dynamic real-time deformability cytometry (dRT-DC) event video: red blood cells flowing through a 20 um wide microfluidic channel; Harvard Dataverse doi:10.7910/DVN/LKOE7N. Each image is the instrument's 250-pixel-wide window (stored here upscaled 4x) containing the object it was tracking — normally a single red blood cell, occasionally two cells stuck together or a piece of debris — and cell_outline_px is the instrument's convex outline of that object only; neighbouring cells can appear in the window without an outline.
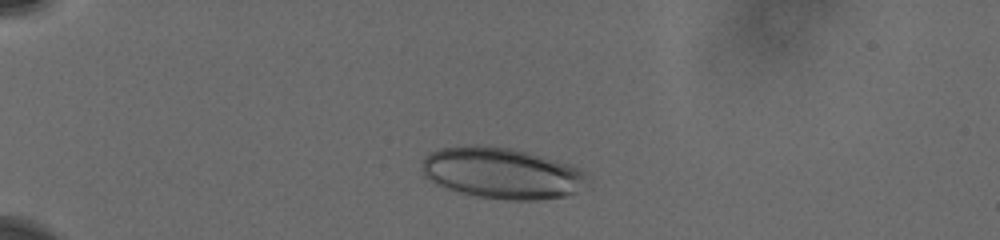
{"species": "human", "species_latin": "Homo sapiens", "temperature_condition": "cold", "stored_images_in_passage": 32, "camera_frame_rate_fps": 3000, "um_per_image_px": 0.085, "donor": {"sex": "male"}, "frame": {"image": 1, "passage_image": 1, "time_ms": 0.0, "image_size_px": [1000, 240], "cell_outline_px": [[584, 188], [568, 196], [540, 200], [508, 200], [480, 196], [456, 192], [444, 188], [428, 180], [424, 176], [420, 168], [424, 156], [440, 148], [476, 144], [508, 148], [528, 152], [572, 164], [580, 168], [584, 172]], "centroid_in_image_um": [42.62, 14.72], "position_along_channel_um": 42.4, "area_um2": 49.65}}
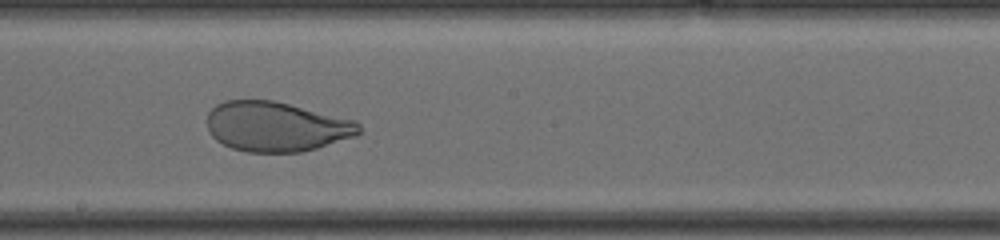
{"frame": {"image": 2, "passage_image": 17, "time_ms": 6.333, "image_size_px": [1000, 240], "cell_outline_px": [[360, 132], [356, 136], [316, 148], [300, 152], [248, 152], [232, 148], [216, 140], [208, 132], [208, 112], [216, 104], [224, 100], [272, 100], [356, 120], [360, 124]], "centroid_in_image_um": [23.47, 10.76], "position_along_channel_um": 224.7, "area_um2": 44.1}}
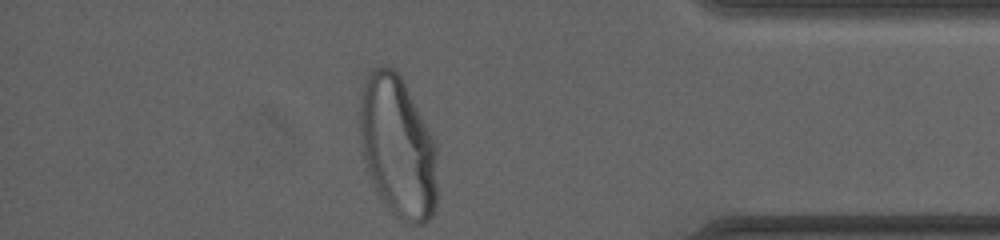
{"frame": {"image": 3, "passage_image": 32, "time_ms": 11.667, "image_size_px": [1000, 240], "cell_outline_px": [[436, 204], [432, 216], [424, 224], [412, 224], [400, 220], [392, 212], [380, 196], [372, 180], [364, 156], [360, 140], [360, 104], [368, 72], [372, 68], [380, 64], [392, 68], [400, 76], [432, 136], [436, 144]], "centroid_in_image_um": [33.82, 12.5], "position_along_channel_um": 401.4, "area_um2": 63.12}, "authors_computed_cell_mechanics": {"area_um2": 49.1011, "velocity_mm_per_s": 3.7363, "shape_relaxation_time_tau1_ms": 9.9632, "shape_relaxation_time_tau2_ms": null, "deformation_change_tau1": 0.2816, "deformation_change_tau2": null}}